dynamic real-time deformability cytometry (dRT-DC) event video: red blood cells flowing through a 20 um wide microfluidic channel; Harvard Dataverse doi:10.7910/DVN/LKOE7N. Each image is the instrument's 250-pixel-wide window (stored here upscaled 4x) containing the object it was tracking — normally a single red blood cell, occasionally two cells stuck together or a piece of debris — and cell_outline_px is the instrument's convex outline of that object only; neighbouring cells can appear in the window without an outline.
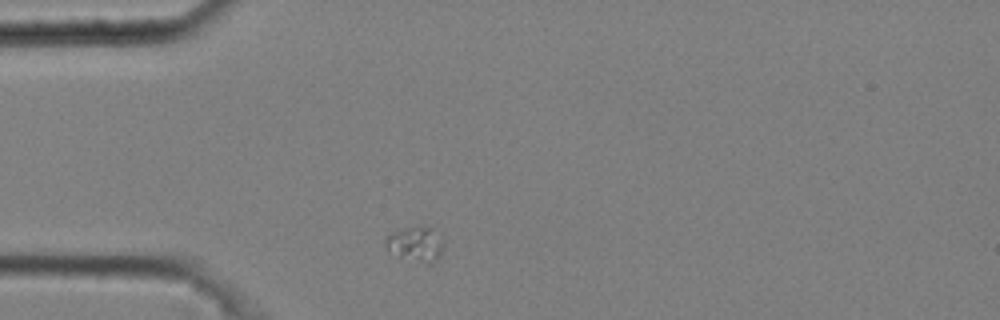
{"species": "common noctule bat (a hibernating species)", "species_latin": "Nyctalus noctula", "temperature_condition": "cold", "stored_images_in_passage": 7, "camera_frame_rate_fps": 3000, "um_per_image_px": 0.085, "animal": {"sex": "male", "body_mass_g": 20.4}, "frame": {"image": 1, "passage_image": 1, "time_ms": 0.0, "image_size_px": [1000, 320], "cell_outline_px": [[444, 248], [440, 256], [432, 264], [400, 256], [388, 248], [384, 244], [384, 240], [392, 232], [420, 224], [436, 228], [444, 244]], "centroid_in_image_um": [35.41, 20.68], "position_along_channel_um": 49.6, "area_um2": 11.85}}